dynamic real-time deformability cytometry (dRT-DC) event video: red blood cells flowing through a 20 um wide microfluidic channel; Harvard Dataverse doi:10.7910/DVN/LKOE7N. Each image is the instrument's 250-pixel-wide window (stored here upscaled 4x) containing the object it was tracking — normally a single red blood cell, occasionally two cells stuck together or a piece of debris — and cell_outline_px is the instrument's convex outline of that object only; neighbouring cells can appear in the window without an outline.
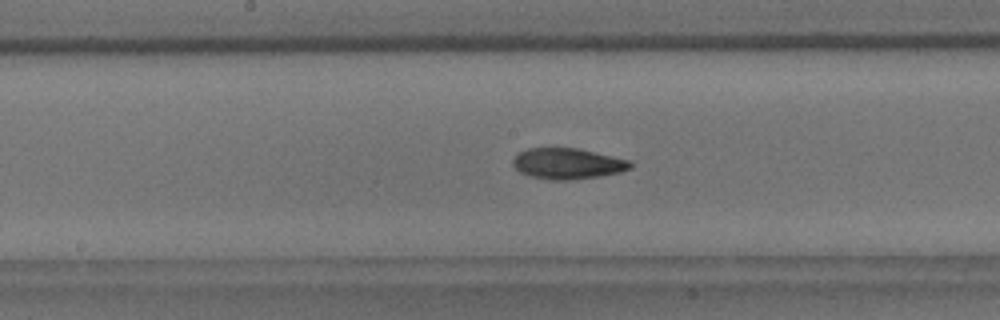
{"species": "common noctule bat (a hibernating species)", "species_latin": "Nyctalus noctula", "temperature_condition": "room temperature", "stored_images_in_passage": 50, "camera_frame_rate_fps": 3000, "um_per_image_px": 0.085, "animal": {"sex": "male", "body_mass_g": 18.8}, "frame": {"image": 1, "passage_image": 22, "time_ms": 7.0, "image_size_px": [1000, 320], "cell_outline_px": [[632, 168], [620, 172], [600, 176], [568, 180], [552, 180], [532, 176], [520, 172], [512, 164], [512, 160], [520, 152], [528, 148], [576, 148], [628, 160], [632, 164]], "centroid_in_image_um": [48.23, 13.91], "position_along_channel_um": 200.0, "area_um2": 20.81}}
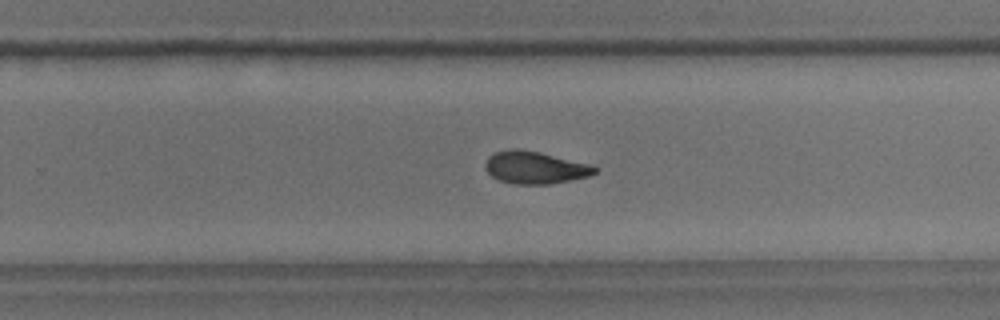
{"frame": {"image": 2, "passage_image": 29, "time_ms": 9.333, "image_size_px": [1000, 320], "cell_outline_px": [[600, 168], [596, 172], [588, 176], [548, 184], [512, 184], [500, 180], [492, 176], [484, 168], [484, 164], [488, 156], [496, 152], [512, 148], [516, 148], [540, 152], [592, 164]], "centroid_in_image_um": [45.48, 14.23], "position_along_channel_um": 284.3, "area_um2": 20.75}}
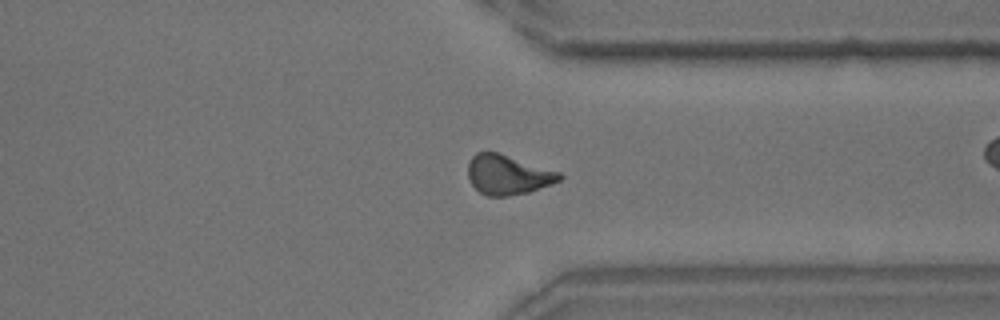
{"frame": {"image": 3, "passage_image": 36, "time_ms": 11.667, "image_size_px": [1000, 320], "cell_outline_px": [[564, 176], [560, 180], [552, 184], [528, 192], [508, 196], [488, 196], [480, 192], [472, 184], [468, 176], [468, 164], [472, 156], [476, 152], [496, 152], [560, 172]], "centroid_in_image_um": [43.17, 14.86], "position_along_channel_um": 368.2, "area_um2": 20.92}, "authors_computed_cell_mechanics": {"area_um2": 20.8947, "velocity_mm_per_s": 3.6255, "shape_relaxation_time_tau1_ms": 8.3745, "shape_relaxation_time_tau2_ms": 3.2975, "deformation_change_tau1": 0.189, "deformation_change_tau2": 0.0952}}